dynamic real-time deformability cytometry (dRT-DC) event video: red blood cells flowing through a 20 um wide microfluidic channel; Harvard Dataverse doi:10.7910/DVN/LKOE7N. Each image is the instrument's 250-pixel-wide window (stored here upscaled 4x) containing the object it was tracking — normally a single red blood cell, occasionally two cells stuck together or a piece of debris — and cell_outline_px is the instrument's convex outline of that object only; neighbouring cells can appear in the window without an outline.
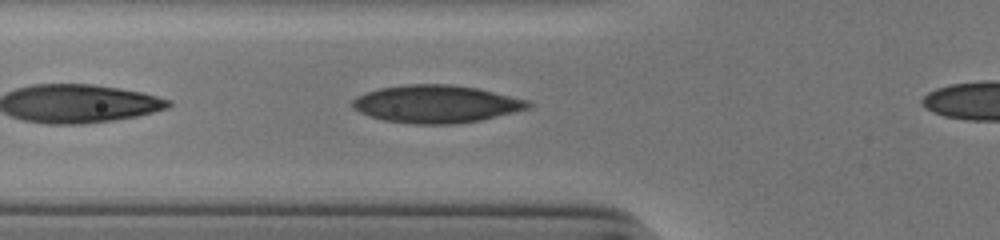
{"species": "human", "species_latin": "Homo sapiens", "temperature_condition": "cold", "stored_images_in_passage": 31, "camera_frame_rate_fps": 3000, "um_per_image_px": 0.085, "donor": {"sex": "male"}, "frame": {"image": 1, "passage_image": 4, "time_ms": 1.0, "image_size_px": [1000, 240], "cell_outline_px": [[536, 104], [532, 108], [480, 120], [452, 124], [416, 124], [384, 120], [368, 116], [352, 108], [352, 100], [356, 96], [364, 92], [380, 88], [404, 84], [448, 84], [476, 88], [528, 100]], "centroid_in_image_um": [37.07, 8.84], "position_along_channel_um": 88.7, "area_um2": 38.73}}
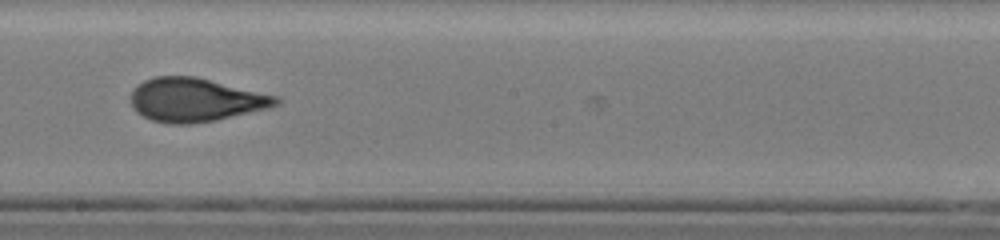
{"frame": {"image": 2, "passage_image": 15, "time_ms": 4.667, "image_size_px": [1000, 240], "cell_outline_px": [[280, 104], [268, 108], [216, 120], [192, 124], [168, 124], [152, 120], [136, 112], [132, 108], [132, 92], [144, 80], [156, 76], [196, 76], [280, 96]], "centroid_in_image_um": [16.66, 8.49], "position_along_channel_um": 231.5, "area_um2": 36.99}}
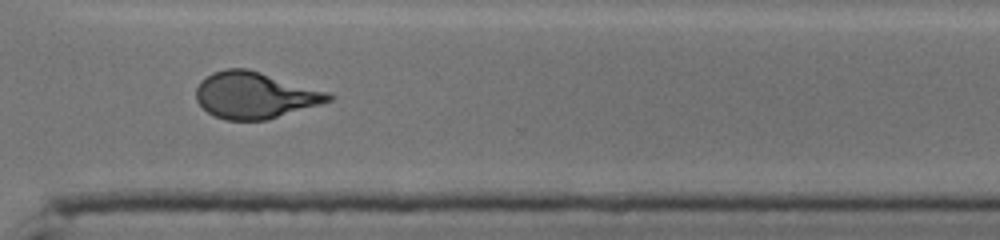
{"frame": {"image": 3, "passage_image": 24, "time_ms": 7.667, "image_size_px": [1000, 240], "cell_outline_px": [[336, 96], [332, 100], [320, 104], [264, 120], [224, 120], [208, 112], [196, 100], [196, 88], [200, 80], [212, 72], [224, 68], [248, 68], [328, 92]], "centroid_in_image_um": [21.63, 8.07], "position_along_channel_um": 349.0, "area_um2": 35.72}}